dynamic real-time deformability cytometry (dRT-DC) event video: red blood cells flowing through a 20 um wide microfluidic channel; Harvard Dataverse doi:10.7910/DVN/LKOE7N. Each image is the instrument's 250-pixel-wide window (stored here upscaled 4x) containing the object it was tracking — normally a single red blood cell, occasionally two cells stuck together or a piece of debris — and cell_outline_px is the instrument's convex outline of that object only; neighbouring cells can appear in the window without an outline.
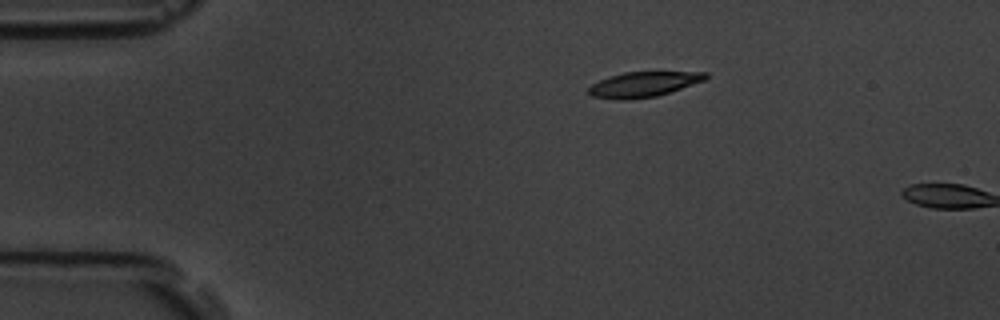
{"species": "common noctule bat (a hibernating species)", "species_latin": "Nyctalus noctula", "temperature_condition": "room temperature", "stored_images_in_passage": 2, "camera_frame_rate_fps": 3000, "um_per_image_px": 0.085, "animal": {"sex": "male", "body_mass_g": 19.5, "forearm_length_mm": 54.6}, "frame": {"image": 1, "passage_image": 1, "time_ms": 0.0, "image_size_px": [1000, 320], "cell_outline_px": [[708, 76], [704, 80], [656, 96], [624, 100], [616, 100], [592, 96], [588, 92], [588, 88], [592, 84], [608, 76], [624, 72], [708, 72]], "centroid_in_image_um": [54.64, 7.16], "position_along_channel_um": 30.4, "area_um2": 16.94}}